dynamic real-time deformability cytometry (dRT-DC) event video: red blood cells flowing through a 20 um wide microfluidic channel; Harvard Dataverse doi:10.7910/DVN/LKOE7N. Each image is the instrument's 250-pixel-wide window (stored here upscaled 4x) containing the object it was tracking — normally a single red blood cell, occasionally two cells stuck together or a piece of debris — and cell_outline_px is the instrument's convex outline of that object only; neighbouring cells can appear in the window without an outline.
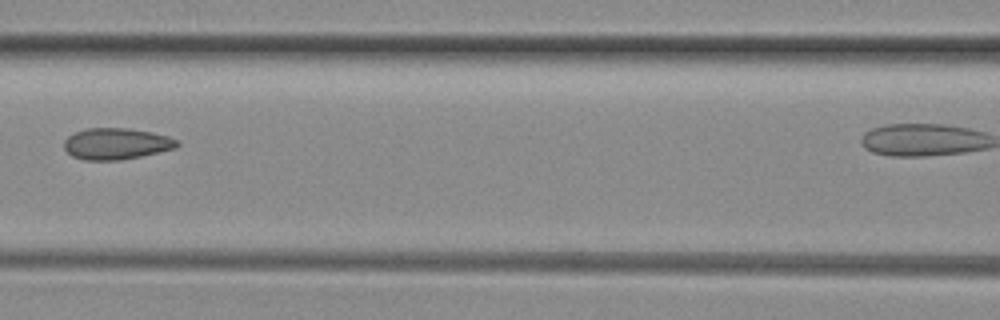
{"species": "common noctule bat (a hibernating species)", "species_latin": "Nyctalus noctula", "temperature_condition": "room temperature", "stored_images_in_passage": 9, "camera_frame_rate_fps": 3000, "um_per_image_px": 0.085, "animal": {"sex": "female", "body_mass_g": 29.2, "forearm_length_mm": 56.3}, "frame": {"image": 1, "passage_image": 7, "time_ms": 2.0, "image_size_px": [1000, 320], "cell_outline_px": [[180, 144], [176, 148], [140, 156], [120, 160], [84, 160], [72, 156], [64, 148], [64, 140], [68, 136], [84, 128], [128, 128], [152, 132], [168, 136], [176, 140]], "centroid_in_image_um": [9.87, 12.21], "position_along_channel_um": 156.7, "area_um2": 20.63}}